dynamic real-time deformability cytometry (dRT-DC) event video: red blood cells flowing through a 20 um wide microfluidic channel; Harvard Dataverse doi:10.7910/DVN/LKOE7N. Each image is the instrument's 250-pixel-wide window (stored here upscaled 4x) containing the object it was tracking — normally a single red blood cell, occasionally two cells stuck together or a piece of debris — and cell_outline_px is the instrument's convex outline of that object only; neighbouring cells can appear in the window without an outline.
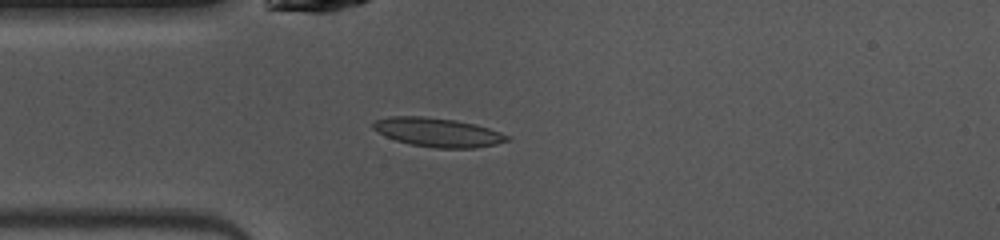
{"species": "common noctule bat (a hibernating species)", "species_latin": "Nyctalus noctula", "temperature_condition": "warm", "stored_images_in_passage": 37, "camera_frame_rate_fps": 3000, "um_per_image_px": 0.085, "animal": {"sex": "female", "body_mass_g": 10.0, "forearm_length_mm": 53.1}, "frame": {"image": 1, "passage_image": 1, "time_ms": 0.0, "image_size_px": [1000, 240], "cell_outline_px": [[512, 140], [496, 144], [476, 148], [436, 148], [408, 144], [396, 140], [372, 128], [372, 124], [376, 120], [388, 116], [424, 116], [456, 120], [476, 124], [512, 136]], "centroid_in_image_um": [37.27, 11.25], "position_along_channel_um": 47.7, "area_um2": 22.72}}
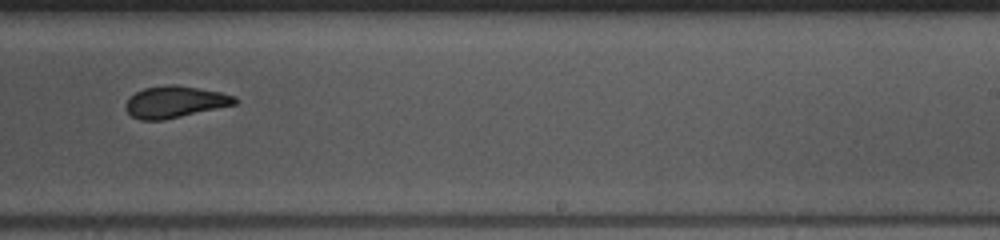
{"frame": {"image": 2, "passage_image": 18, "time_ms": 5.667, "image_size_px": [1000, 240], "cell_outline_px": [[236, 104], [164, 120], [140, 120], [132, 116], [124, 108], [124, 104], [136, 92], [144, 88], [168, 84], [176, 84], [220, 92], [236, 96]], "centroid_in_image_um": [14.85, 8.66], "position_along_channel_um": 274.2, "area_um2": 20.06}}
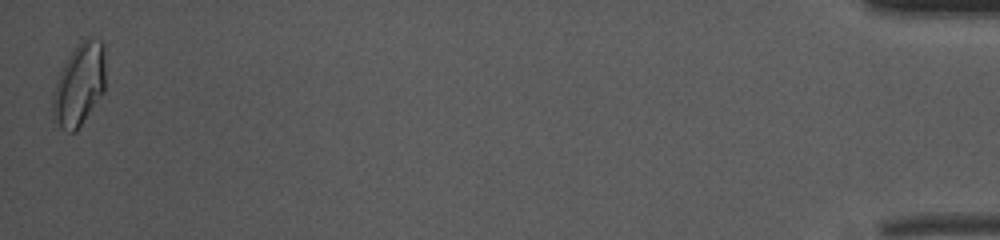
{"frame": {"image": 3, "passage_image": 37, "time_ms": 12.0, "image_size_px": [1000, 240], "cell_outline_px": [[104, 92], [76, 132], [64, 132], [52, 112], [52, 96], [60, 72], [64, 64], [72, 52], [88, 36], [104, 40]], "centroid_in_image_um": [6.76, 7.19], "position_along_channel_um": 428.4, "area_um2": 25.03}, "authors_computed_cell_mechanics": {"area_um2": 20.6346, "velocity_mm_per_s": 4.0766, "shape_relaxation_time_tau1_ms": 4.2572, "shape_relaxation_time_tau2_ms": 0.7798, "deformation_change_tau1": 0.1694, "deformation_change_tau2": 0.0761}}